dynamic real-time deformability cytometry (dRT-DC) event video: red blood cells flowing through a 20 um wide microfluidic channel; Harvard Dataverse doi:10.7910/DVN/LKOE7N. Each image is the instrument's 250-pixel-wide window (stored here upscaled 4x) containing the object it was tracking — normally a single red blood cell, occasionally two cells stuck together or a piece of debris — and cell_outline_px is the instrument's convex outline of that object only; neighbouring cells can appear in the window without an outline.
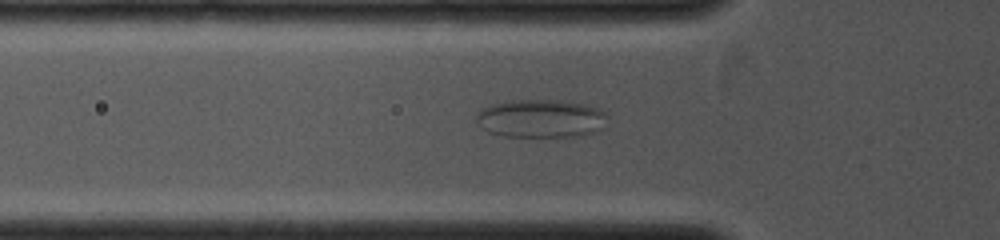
{"species": "common noctule bat (a hibernating species)", "species_latin": "Nyctalus noctula", "temperature_condition": "cold", "stored_images_in_passage": 49, "segment_of_instrument_passage": [1, 2], "camera_frame_rate_fps": 4000, "um_per_image_px": 0.085, "animal": {"sex": "female", "body_mass_g": 19.0, "forearm_length_mm": 53.3}, "frame": {"image": 1, "passage_image": 16, "time_ms": 3.75, "image_size_px": [1000, 240], "cell_outline_px": [[608, 116], [600, 128], [596, 132], [580, 136], [504, 136], [488, 132], [480, 128], [476, 124], [476, 116], [484, 108], [492, 104], [508, 100], [560, 100], [584, 104], [596, 108], [604, 112]], "centroid_in_image_um": [45.94, 10.07], "position_along_channel_um": 79.9, "area_um2": 29.13}}
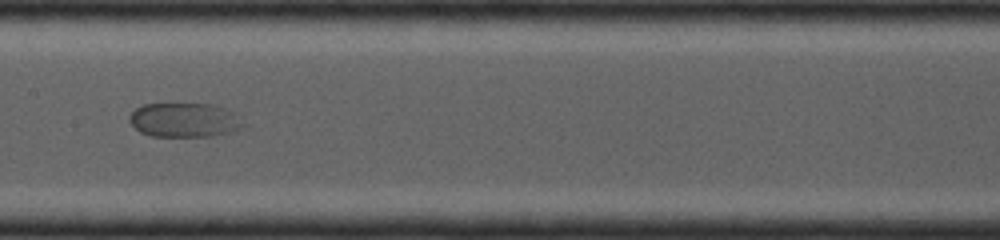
{"frame": {"image": 2, "passage_image": 25, "time_ms": 6.0, "image_size_px": [1000, 240], "cell_outline_px": [[248, 124], [244, 128], [236, 132], [212, 136], [152, 136], [140, 132], [128, 120], [128, 116], [136, 108], [144, 104], [208, 104], [220, 108], [228, 112]], "centroid_in_image_um": [15.67, 10.23], "position_along_channel_um": 191.7, "area_um2": 22.6}}
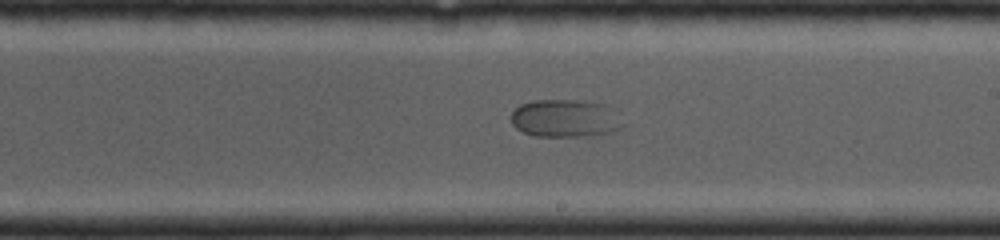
{"frame": {"image": 3, "passage_image": 29, "time_ms": 7.0, "image_size_px": [1000, 240], "cell_outline_px": [[628, 124], [624, 128], [612, 132], [596, 136], [536, 136], [524, 132], [516, 128], [512, 124], [512, 112], [520, 104], [536, 100], [564, 100], [596, 104]], "centroid_in_image_um": [47.99, 10.11], "position_along_channel_um": 241.0, "area_um2": 23.93}}